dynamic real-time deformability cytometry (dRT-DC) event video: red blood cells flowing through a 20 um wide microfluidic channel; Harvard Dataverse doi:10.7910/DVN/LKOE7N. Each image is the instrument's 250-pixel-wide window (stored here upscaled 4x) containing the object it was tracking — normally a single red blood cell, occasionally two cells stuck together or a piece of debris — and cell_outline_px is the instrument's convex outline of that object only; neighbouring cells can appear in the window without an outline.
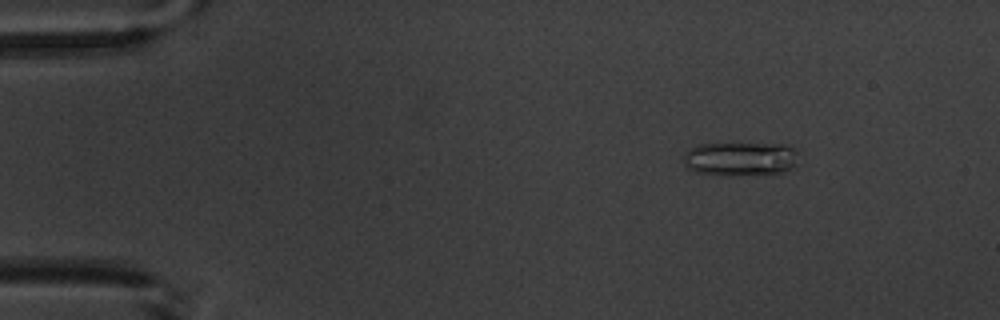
{"species": "common noctule bat (a hibernating species)", "species_latin": "Nyctalus noctula", "temperature_condition": "warm", "stored_images_in_passage": 6, "camera_frame_rate_fps": 3000, "um_per_image_px": 0.085, "animal": {"sex": "male", "body_mass_g": 20.1, "forearm_length_mm": 53.5}, "frame": {"image": 1, "passage_image": 3, "time_ms": 2.333, "image_size_px": [1000, 320], "cell_outline_px": [[796, 168], [784, 172], [732, 176], [696, 172], [688, 168], [684, 164], [684, 156], [688, 148], [700, 144], [788, 144], [796, 148]], "centroid_in_image_um": [62.96, 13.5], "position_along_channel_um": 22.0, "area_um2": 22.95}}